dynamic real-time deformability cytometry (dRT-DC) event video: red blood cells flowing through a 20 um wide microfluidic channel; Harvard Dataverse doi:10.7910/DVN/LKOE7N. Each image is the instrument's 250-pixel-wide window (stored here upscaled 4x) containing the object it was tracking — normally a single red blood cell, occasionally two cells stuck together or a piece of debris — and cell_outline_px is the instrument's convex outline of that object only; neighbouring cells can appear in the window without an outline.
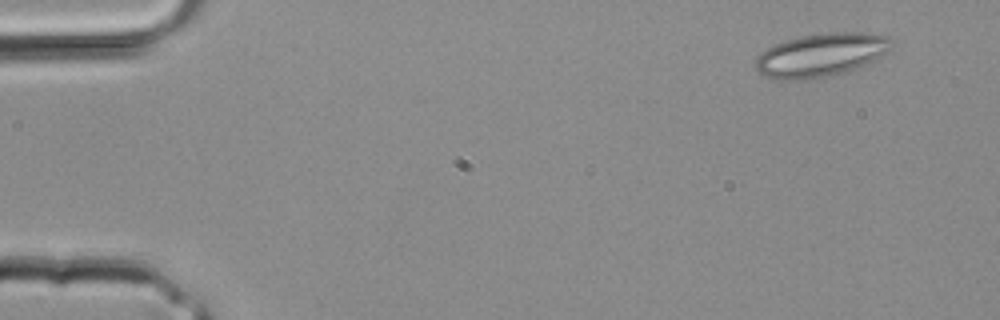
{"species": "common noctule bat (a hibernating species)", "species_latin": "Nyctalus noctula", "temperature_condition": "room temperature", "stored_images_in_passage": 3, "camera_frame_rate_fps": 3000, "um_per_image_px": 0.085, "animal": {"sex": "male", "body_mass_g": 20.4}, "frame": {"image": 1, "passage_image": 1, "time_ms": 0.0, "image_size_px": [1000, 320], "cell_outline_px": [[892, 40], [888, 48], [880, 60], [864, 68], [828, 76], [804, 80], [776, 80], [764, 76], [756, 68], [756, 56], [760, 52], [784, 40], [800, 36], [836, 32], [860, 32], [888, 36]], "centroid_in_image_um": [69.81, 4.7], "position_along_channel_um": 15.2, "area_um2": 34.85}}